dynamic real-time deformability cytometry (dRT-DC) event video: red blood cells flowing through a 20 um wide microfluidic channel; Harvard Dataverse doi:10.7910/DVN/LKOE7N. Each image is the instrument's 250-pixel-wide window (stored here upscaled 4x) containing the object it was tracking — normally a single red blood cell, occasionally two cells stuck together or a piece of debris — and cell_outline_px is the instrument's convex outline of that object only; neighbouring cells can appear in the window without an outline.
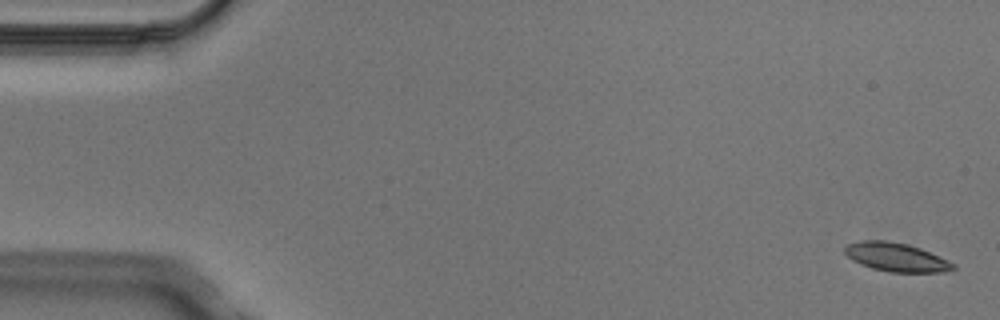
{"species": "Egyptian fruit bat (a non-hibernating species)", "species_latin": "Rousettus aegyptiacus", "temperature_condition": "cold", "stored_images_in_passage": 5, "segment_of_instrument_passage": [2, 2], "camera_frame_rate_fps": 3000, "um_per_image_px": 0.085, "animal": {"sex": "male"}, "frame": {"image": 1, "passage_image": 5, "time_ms": 1.333, "image_size_px": [1000, 320], "cell_outline_px": [[956, 268], [944, 272], [888, 272], [872, 268], [860, 264], [852, 260], [844, 252], [844, 248], [848, 244], [860, 240], [888, 240], [908, 244], [920, 248], [956, 264]], "centroid_in_image_um": [76.16, 21.85], "position_along_channel_um": 8.8, "area_um2": 18.15}}